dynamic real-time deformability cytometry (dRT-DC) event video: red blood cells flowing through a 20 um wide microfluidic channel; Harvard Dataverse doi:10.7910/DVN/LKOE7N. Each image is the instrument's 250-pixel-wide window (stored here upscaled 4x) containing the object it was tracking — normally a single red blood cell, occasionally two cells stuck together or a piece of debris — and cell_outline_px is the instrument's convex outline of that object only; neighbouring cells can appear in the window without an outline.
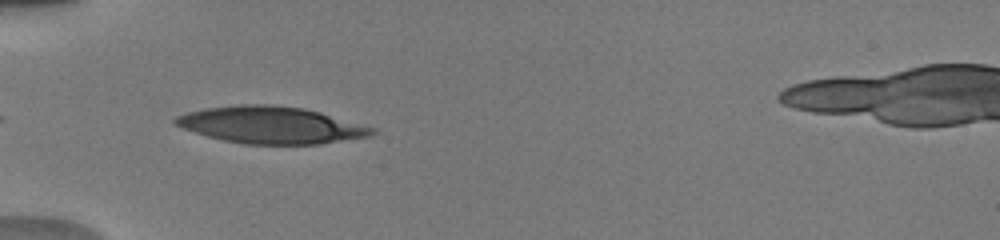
{"species": "human", "species_latin": "Homo sapiens", "temperature_condition": "warm", "stored_images_in_passage": 4, "camera_frame_rate_fps": 3000, "um_per_image_px": 0.085, "donor": {"sex": "male"}, "frame": {"image": 1, "passage_image": 1, "time_ms": 0.0, "image_size_px": [1000, 240], "cell_outline_px": [[376, 132], [372, 136], [320, 144], [244, 144], [224, 140], [208, 136], [172, 124], [172, 120], [176, 116], [188, 112], [204, 108], [240, 104], [272, 104], [304, 108], [320, 112], [376, 128]], "centroid_in_image_um": [23.05, 10.62], "position_along_channel_um": 62.0, "area_um2": 42.43}}
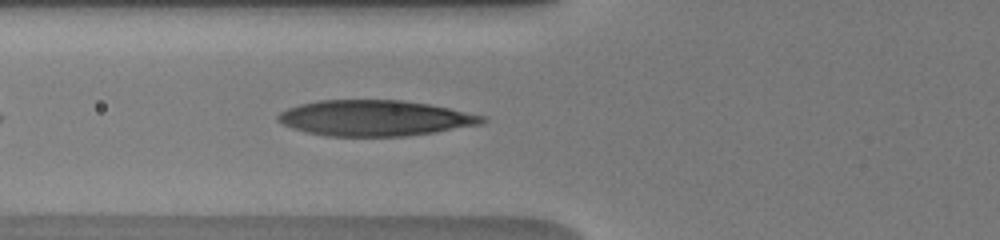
{"frame": {"image": 2, "passage_image": 4, "time_ms": 1.0, "image_size_px": [1000, 240], "cell_outline_px": [[488, 120], [480, 124], [436, 132], [404, 136], [328, 136], [308, 132], [292, 128], [276, 120], [276, 116], [280, 112], [288, 108], [300, 104], [320, 100], [400, 100], [428, 104], [448, 108], [484, 116]], "centroid_in_image_um": [31.84, 10.04], "position_along_channel_um": 94.0, "area_um2": 42.25}}